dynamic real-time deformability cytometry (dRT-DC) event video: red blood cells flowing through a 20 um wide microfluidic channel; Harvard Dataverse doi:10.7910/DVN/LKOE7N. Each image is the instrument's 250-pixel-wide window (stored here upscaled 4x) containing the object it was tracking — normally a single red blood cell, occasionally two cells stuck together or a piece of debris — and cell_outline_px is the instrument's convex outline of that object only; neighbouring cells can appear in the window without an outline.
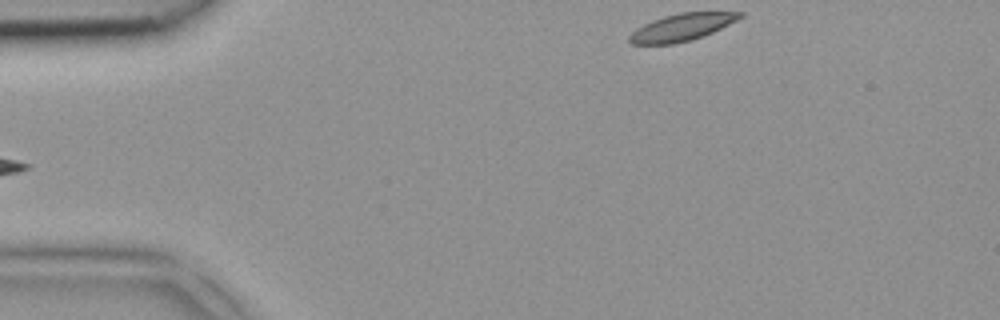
{"species": "common noctule bat (a hibernating species)", "species_latin": "Nyctalus noctula", "temperature_condition": "room temperature", "stored_images_in_passage": 4, "segment_of_instrument_passage": [2, 2], "camera_frame_rate_fps": 3000, "um_per_image_px": 0.085, "animal": {"sex": "female", "body_mass_g": 18.4}, "frame": {"image": 1, "passage_image": 4, "time_ms": 1.0, "image_size_px": [1000, 320], "cell_outline_px": [[744, 16], [712, 32], [688, 40], [672, 44], [632, 44], [628, 40], [628, 36], [636, 28], [652, 20], [664, 16], [680, 12], [744, 12]], "centroid_in_image_um": [57.91, 2.3], "position_along_channel_um": 27.1, "area_um2": 17.22}}